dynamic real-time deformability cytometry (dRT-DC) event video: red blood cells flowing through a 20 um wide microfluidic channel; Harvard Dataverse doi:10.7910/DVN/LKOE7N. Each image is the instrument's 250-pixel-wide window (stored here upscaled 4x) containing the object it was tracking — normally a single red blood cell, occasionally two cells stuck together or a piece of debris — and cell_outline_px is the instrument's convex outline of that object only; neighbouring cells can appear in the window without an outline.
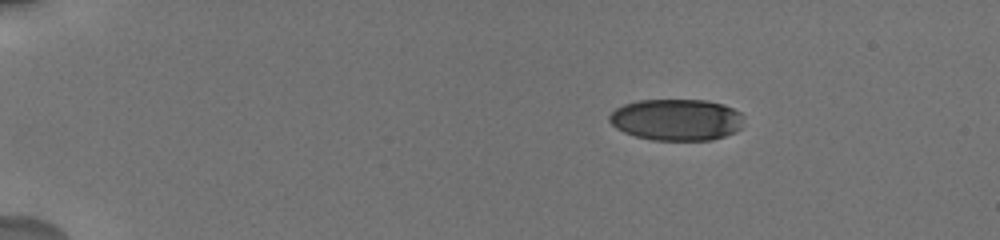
{"species": "human", "species_latin": "Homo sapiens", "temperature_condition": "cold", "stored_images_in_passage": 15, "camera_frame_rate_fps": 3000, "um_per_image_px": 0.085, "donor": {"sex": "male"}, "frame": {"image": 1, "passage_image": 1, "time_ms": 0.0, "image_size_px": [1000, 240], "cell_outline_px": [[744, 128], [736, 132], [712, 140], [652, 140], [636, 136], [624, 132], [616, 128], [608, 120], [608, 116], [616, 108], [624, 104], [640, 100], [708, 100], [724, 104], [740, 112], [744, 116]], "centroid_in_image_um": [57.55, 10.18], "position_along_channel_um": 27.4, "area_um2": 32.95}}
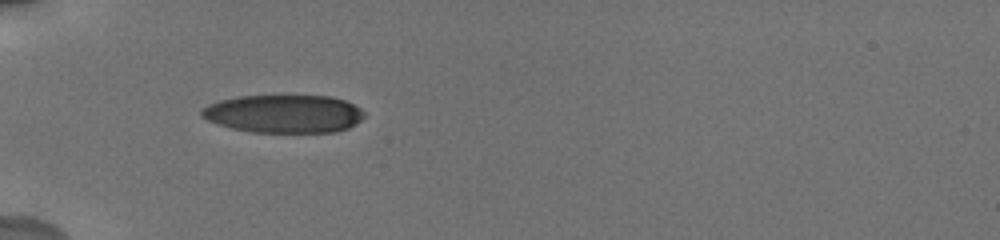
{"frame": {"image": 2, "passage_image": 14, "time_ms": 3.333, "image_size_px": [1000, 240], "cell_outline_px": [[364, 116], [356, 124], [348, 128], [336, 132], [252, 132], [232, 128], [208, 120], [200, 116], [200, 112], [208, 104], [220, 100], [240, 96], [332, 96], [344, 100], [360, 108], [364, 112]], "centroid_in_image_um": [24.14, 9.67], "position_along_channel_um": 60.9, "area_um2": 35.95}}